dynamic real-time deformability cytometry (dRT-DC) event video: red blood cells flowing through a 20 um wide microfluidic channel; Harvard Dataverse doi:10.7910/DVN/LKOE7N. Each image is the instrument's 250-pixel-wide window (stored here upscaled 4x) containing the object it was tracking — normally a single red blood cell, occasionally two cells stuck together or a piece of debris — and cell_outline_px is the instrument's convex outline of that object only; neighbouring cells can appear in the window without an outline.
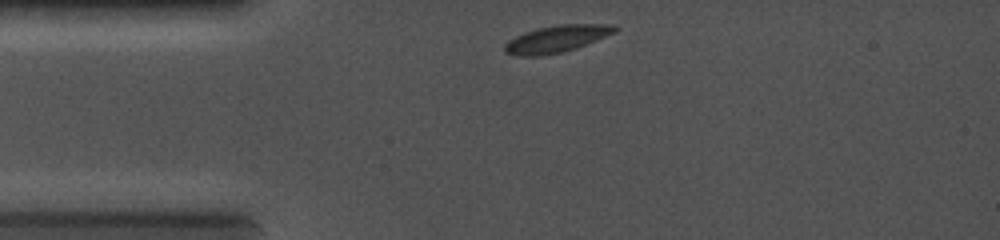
{"species": "common noctule bat (a hibernating species)", "species_latin": "Nyctalus noctula", "temperature_condition": "cold", "stored_images_in_passage": 4, "camera_frame_rate_fps": 5000, "um_per_image_px": 0.085, "animal": {"sex": "female", "body_mass_g": 19.0, "forearm_length_mm": 56.7}, "frame": {"image": 1, "passage_image": 1, "time_ms": 0.0, "image_size_px": [1000, 240], "cell_outline_px": [[620, 28], [616, 32], [576, 48], [560, 52], [540, 56], [516, 56], [504, 52], [504, 44], [508, 40], [524, 32], [540, 28], [560, 24], [612, 24]], "centroid_in_image_um": [47.31, 3.3], "position_along_channel_um": 37.7, "area_um2": 17.28}}
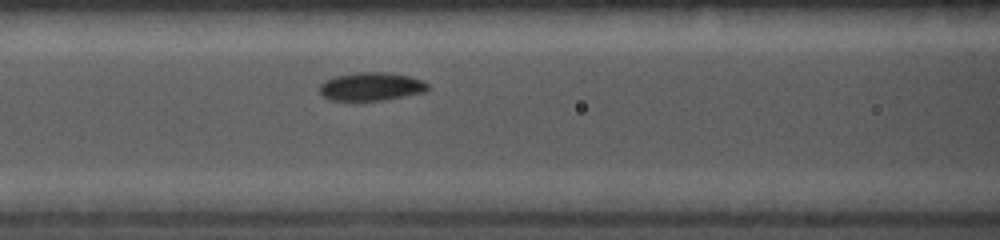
{"frame": {"image": 2, "passage_image": 4, "time_ms": 2.6, "image_size_px": [1000, 240], "cell_outline_px": [[428, 88], [424, 92], [384, 100], [328, 100], [320, 92], [320, 84], [324, 80], [336, 76], [356, 72], [384, 72], [408, 76], [420, 80], [428, 84]], "centroid_in_image_um": [31.51, 7.35], "position_along_channel_um": 135.1, "area_um2": 17.63}}